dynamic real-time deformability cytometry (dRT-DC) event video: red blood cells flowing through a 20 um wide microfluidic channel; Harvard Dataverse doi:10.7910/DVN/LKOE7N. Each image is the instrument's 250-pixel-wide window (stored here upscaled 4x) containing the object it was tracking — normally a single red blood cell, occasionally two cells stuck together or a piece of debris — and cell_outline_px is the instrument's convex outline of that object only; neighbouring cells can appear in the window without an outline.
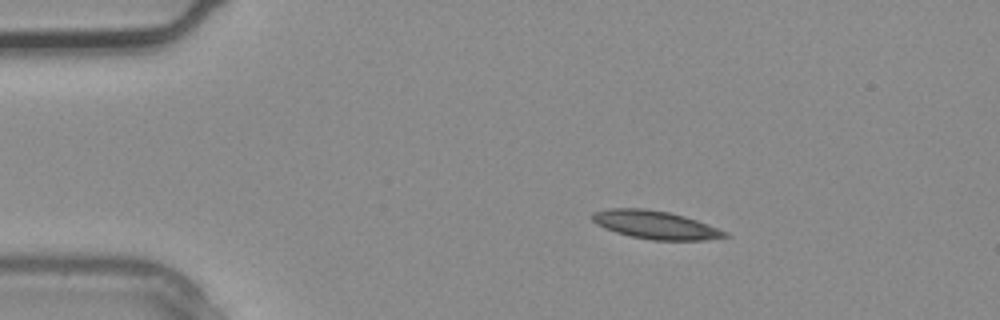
{"species": "common noctule bat (a hibernating species)", "species_latin": "Nyctalus noctula", "temperature_condition": "warm", "stored_images_in_passage": 1, "camera_frame_rate_fps": 3000, "um_per_image_px": 0.085, "animal": {"sex": "male", "body_mass_g": 20.4}, "frame": {"image": 1, "passage_image": 1, "time_ms": 0.0, "image_size_px": [1000, 320], "cell_outline_px": [[732, 236], [704, 240], [652, 240], [632, 236], [616, 232], [604, 228], [596, 224], [592, 220], [592, 212], [612, 208], [644, 208], [668, 212], [684, 216], [696, 220], [728, 232]], "centroid_in_image_um": [55.71, 19.11], "position_along_channel_um": 29.3, "area_um2": 21.68}}